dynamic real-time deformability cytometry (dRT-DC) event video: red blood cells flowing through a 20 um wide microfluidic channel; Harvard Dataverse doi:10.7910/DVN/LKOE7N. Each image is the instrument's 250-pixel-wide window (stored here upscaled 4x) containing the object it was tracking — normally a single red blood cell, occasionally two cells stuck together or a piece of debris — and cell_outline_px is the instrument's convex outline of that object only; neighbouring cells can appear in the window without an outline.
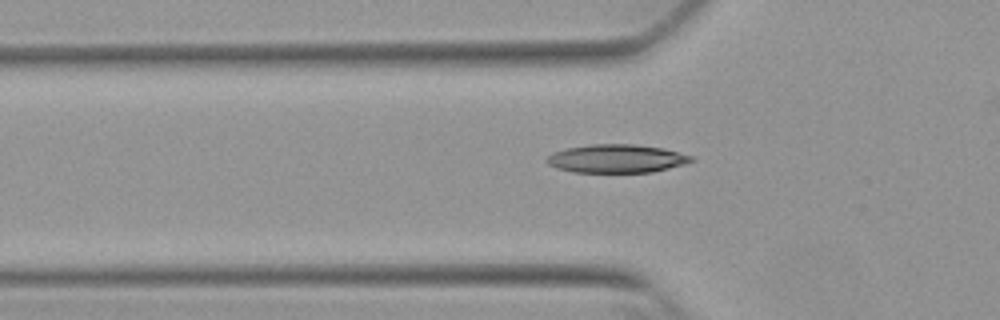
{"species": "Egyptian fruit bat (a non-hibernating species)", "species_latin": "Rousettus aegyptiacus", "temperature_condition": "warm", "stored_images_in_passage": 49, "camera_frame_rate_fps": 3000, "um_per_image_px": 0.085, "animal": {"sex": "female"}, "frame": {"image": 1, "passage_image": 17, "time_ms": 5.333, "image_size_px": [1000, 320], "cell_outline_px": [[696, 160], [684, 164], [652, 172], [572, 172], [556, 168], [548, 164], [544, 160], [552, 152], [568, 148], [592, 144], [636, 144], [664, 148], [692, 156]], "centroid_in_image_um": [52.4, 13.48], "position_along_channel_um": 73.4, "area_um2": 23.93}}
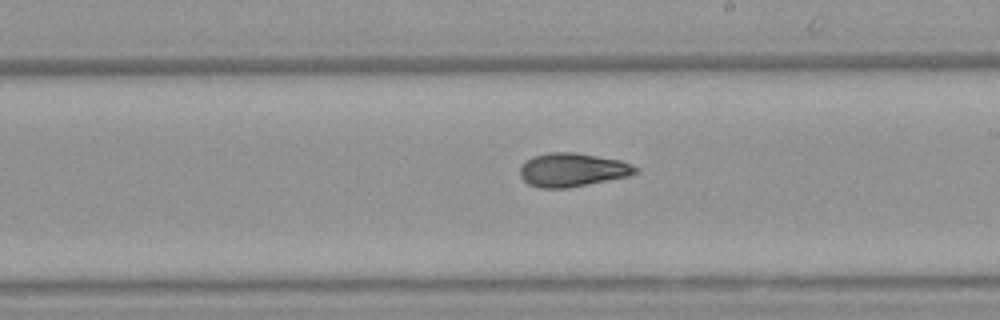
{"frame": {"image": 2, "passage_image": 30, "time_ms": 9.667, "image_size_px": [1000, 320], "cell_outline_px": [[640, 172], [628, 176], [568, 188], [540, 188], [528, 184], [520, 176], [520, 164], [532, 156], [548, 152], [576, 152], [620, 160], [632, 164], [640, 168]], "centroid_in_image_um": [48.65, 14.43], "position_along_channel_um": 240.3, "area_um2": 22.89}}
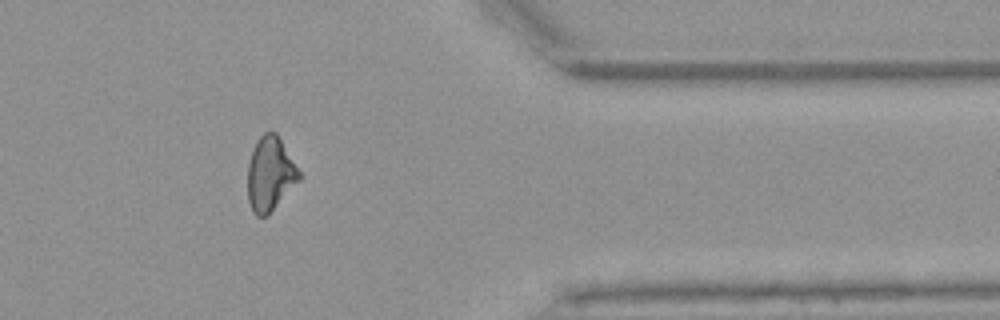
{"frame": {"image": 3, "passage_image": 43, "time_ms": 14.0, "image_size_px": [1000, 320], "cell_outline_px": [[304, 176], [268, 216], [256, 216], [252, 212], [248, 200], [248, 164], [256, 140], [264, 132], [276, 132]], "centroid_in_image_um": [22.99, 14.81], "position_along_channel_um": 388.4, "area_um2": 22.6}, "authors_computed_cell_mechanics": {"area_um2": 22.542, "velocity_mm_per_s": 3.8463, "shape_relaxation_time_tau1_ms": 7.2152, "shape_relaxation_time_tau2_ms": 2.4955, "deformation_change_tau1": 0.2023, "deformation_change_tau2": 0.0935}}